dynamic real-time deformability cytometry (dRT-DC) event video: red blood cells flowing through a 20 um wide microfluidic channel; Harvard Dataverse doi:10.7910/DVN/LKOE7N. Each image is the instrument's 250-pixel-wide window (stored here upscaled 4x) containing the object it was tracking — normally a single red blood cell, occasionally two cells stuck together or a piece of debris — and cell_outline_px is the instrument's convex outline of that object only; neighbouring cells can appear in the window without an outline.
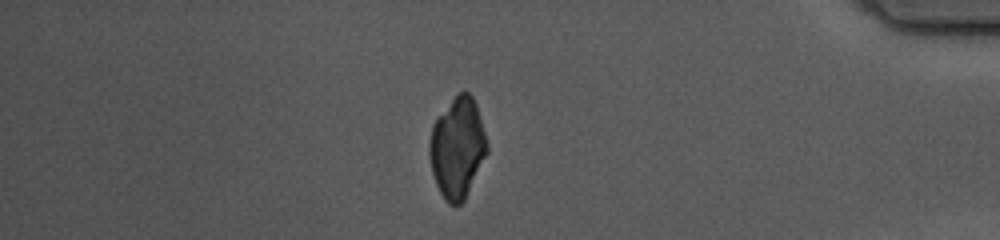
{"species": "common noctule bat (a hibernating species)", "species_latin": "Nyctalus noctula", "temperature_condition": "cold", "stored_images_in_passage": 54, "camera_frame_rate_fps": 3000, "um_per_image_px": 0.085, "animal": {"sex": "female", "body_mass_g": 10.0, "forearm_length_mm": 53.1}, "frame": {"image": 1, "passage_image": 46, "time_ms": 15.0, "image_size_px": [1000, 240], "cell_outline_px": [[488, 152], [464, 200], [460, 204], [448, 204], [444, 200], [436, 184], [432, 172], [428, 156], [428, 144], [432, 124], [456, 92], [468, 92], [472, 96], [476, 104], [488, 144]], "centroid_in_image_um": [38.85, 12.55], "position_along_channel_um": 396.3, "area_um2": 33.93}}
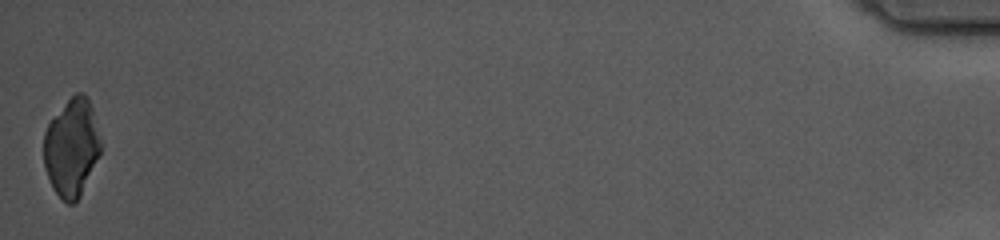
{"frame": {"image": 2, "passage_image": 54, "time_ms": 17.667, "image_size_px": [1000, 240], "cell_outline_px": [[100, 152], [80, 196], [72, 204], [68, 204], [52, 188], [44, 168], [44, 132], [48, 124], [68, 100], [76, 92], [84, 92], [92, 108], [100, 140]], "centroid_in_image_um": [6.07, 12.55], "position_along_channel_um": 429.1, "area_um2": 31.85}}